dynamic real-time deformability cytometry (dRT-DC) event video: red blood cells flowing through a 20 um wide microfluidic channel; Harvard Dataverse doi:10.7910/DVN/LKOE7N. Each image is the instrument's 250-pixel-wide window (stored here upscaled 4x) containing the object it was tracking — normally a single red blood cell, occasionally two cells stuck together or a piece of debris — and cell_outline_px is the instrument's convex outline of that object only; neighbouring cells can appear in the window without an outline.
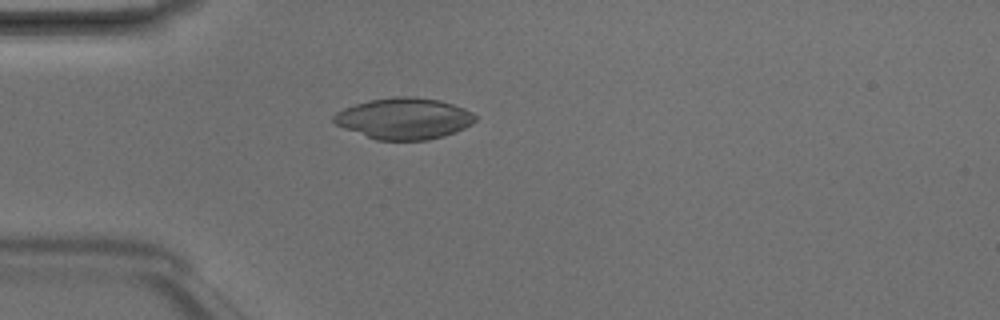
{"species": "Egyptian fruit bat (a non-hibernating species)", "species_latin": "Rousettus aegyptiacus", "temperature_condition": "room temperature", "stored_images_in_passage": 3, "camera_frame_rate_fps": 3000, "um_per_image_px": 0.085, "animal": {"sex": "male"}, "frame": {"image": 1, "passage_image": 3, "time_ms": 0.667, "image_size_px": [1000, 320], "cell_outline_px": [[476, 120], [472, 124], [456, 132], [444, 136], [428, 140], [376, 140], [344, 128], [336, 124], [332, 120], [332, 116], [336, 112], [344, 108], [368, 100], [392, 96], [412, 96], [440, 100], [464, 108], [472, 112], [476, 116]], "centroid_in_image_um": [34.35, 10.07], "position_along_channel_um": 50.7, "area_um2": 34.22}}